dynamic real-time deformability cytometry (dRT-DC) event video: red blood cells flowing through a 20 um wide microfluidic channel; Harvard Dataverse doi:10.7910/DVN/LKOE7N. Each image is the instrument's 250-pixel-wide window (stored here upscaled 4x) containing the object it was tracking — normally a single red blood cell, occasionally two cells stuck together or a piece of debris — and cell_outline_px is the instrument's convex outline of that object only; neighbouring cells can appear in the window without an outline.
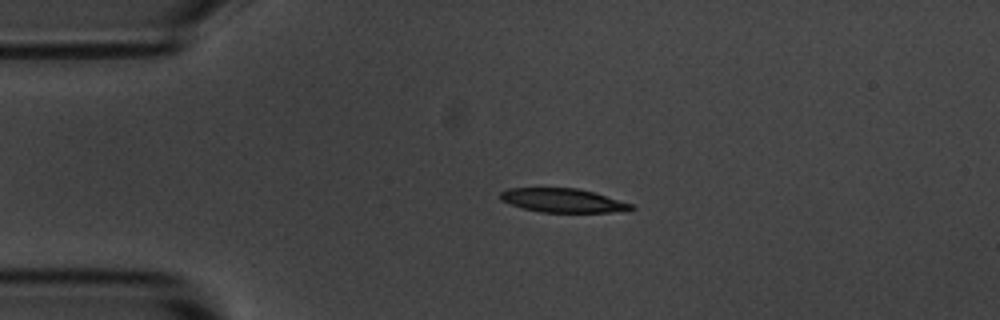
{"species": "common noctule bat (a hibernating species)", "species_latin": "Nyctalus noctula", "temperature_condition": "room temperature", "stored_images_in_passage": 1, "camera_frame_rate_fps": 3000, "um_per_image_px": 0.085, "animal": {"sex": "male", "body_mass_g": 20.1, "forearm_length_mm": 53.5}, "frame": {"image": 1, "passage_image": 1, "time_ms": 0.0, "image_size_px": [1000, 320], "cell_outline_px": [[636, 208], [628, 212], [540, 212], [520, 208], [500, 200], [500, 192], [508, 188], [576, 188], [592, 192], [632, 204]], "centroid_in_image_um": [47.83, 17.05], "position_along_channel_um": 37.2, "area_um2": 18.26}}